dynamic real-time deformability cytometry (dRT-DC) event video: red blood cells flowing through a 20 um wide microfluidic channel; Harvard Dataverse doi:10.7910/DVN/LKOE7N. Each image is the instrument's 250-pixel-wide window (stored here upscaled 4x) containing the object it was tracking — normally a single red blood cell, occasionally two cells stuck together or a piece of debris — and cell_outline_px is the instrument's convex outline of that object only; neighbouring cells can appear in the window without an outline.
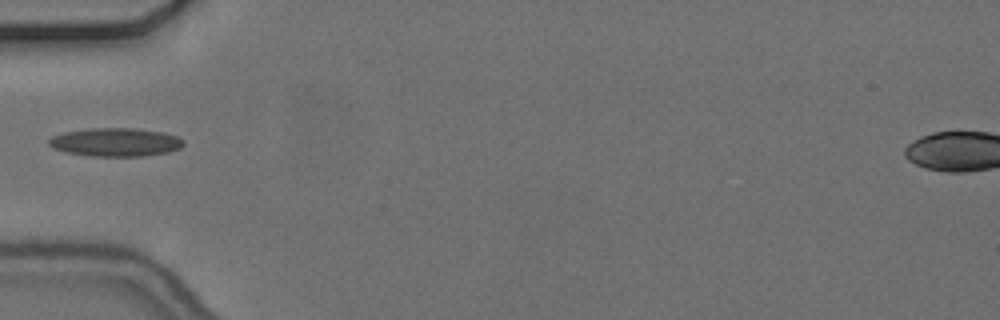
{"species": "common noctule bat (a hibernating species)", "species_latin": "Nyctalus noctula", "temperature_condition": "cold", "stored_images_in_passage": 28, "camera_frame_rate_fps": 3000, "um_per_image_px": 0.085, "animal": {"sex": "female", "body_mass_g": 24.6, "forearm_length_mm": 56.2}, "frame": {"image": 1, "passage_image": 1, "time_ms": 0.0, "image_size_px": [1000, 320], "cell_outline_px": [[184, 144], [180, 148], [168, 152], [144, 156], [92, 156], [64, 152], [52, 148], [48, 144], [48, 140], [52, 136], [64, 132], [92, 128], [132, 128], [164, 132], [176, 136], [184, 140]], "centroid_in_image_um": [9.81, 12.09], "position_along_channel_um": 75.2, "area_um2": 22.37}}
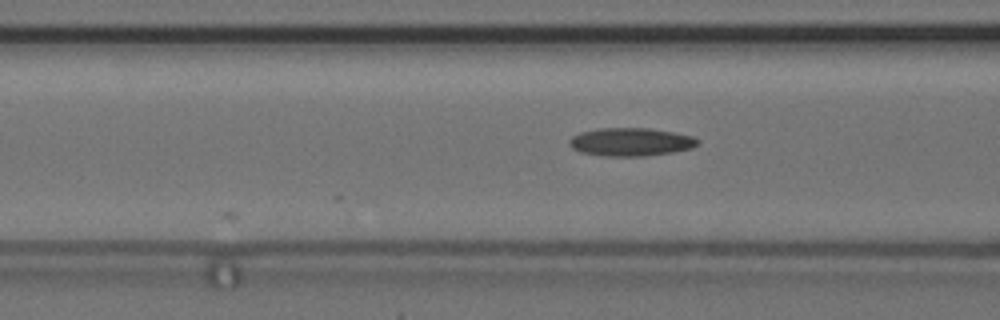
{"frame": {"image": 2, "passage_image": 4, "time_ms": 1.0, "image_size_px": [1000, 320], "cell_outline_px": [[700, 144], [692, 148], [672, 152], [648, 156], [604, 156], [580, 152], [572, 148], [568, 144], [568, 140], [572, 136], [580, 132], [600, 128], [648, 128], [672, 132], [692, 136], [700, 140]], "centroid_in_image_um": [53.61, 12.07], "position_along_channel_um": 113.0, "area_um2": 21.21}}
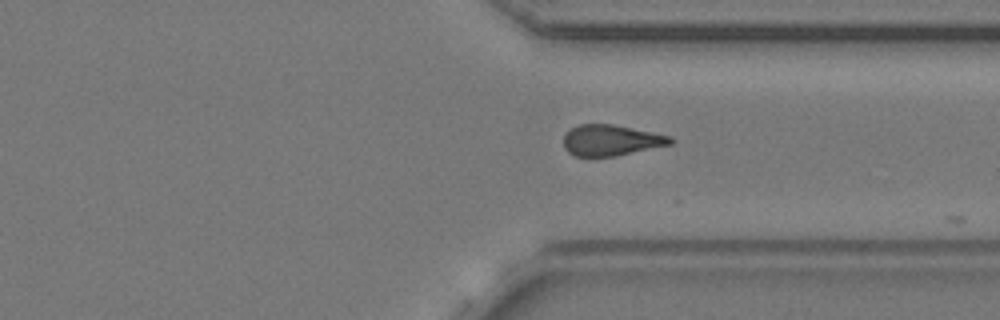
{"frame": {"image": 3, "passage_image": 24, "time_ms": 7.667, "image_size_px": [1000, 320], "cell_outline_px": [[676, 140], [672, 144], [616, 156], [576, 156], [568, 152], [564, 148], [564, 136], [572, 128], [580, 124], [612, 124], [672, 136]], "centroid_in_image_um": [51.98, 11.92], "position_along_channel_um": 359.4, "area_um2": 19.19}}